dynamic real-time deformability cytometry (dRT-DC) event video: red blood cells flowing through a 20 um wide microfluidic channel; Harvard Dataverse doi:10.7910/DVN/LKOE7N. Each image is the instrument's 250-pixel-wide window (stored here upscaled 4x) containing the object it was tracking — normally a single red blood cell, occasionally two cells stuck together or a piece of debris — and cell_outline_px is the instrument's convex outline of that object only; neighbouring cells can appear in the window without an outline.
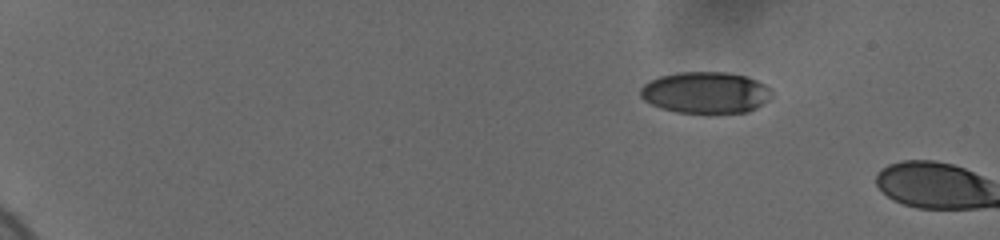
{"species": "human", "species_latin": "Homo sapiens", "temperature_condition": "cold", "stored_images_in_passage": 7, "camera_frame_rate_fps": 3000, "um_per_image_px": 0.085, "donor": {"sex": "female"}, "frame": {"image": 1, "passage_image": 5, "time_ms": 2.0, "image_size_px": [1000, 240], "cell_outline_px": [[772, 96], [768, 100], [756, 108], [748, 112], [676, 112], [660, 108], [644, 100], [640, 96], [640, 88], [644, 84], [660, 76], [676, 72], [728, 72], [744, 76], [756, 80], [772, 88]], "centroid_in_image_um": [59.98, 7.86], "position_along_channel_um": 25.0, "area_um2": 31.67}}